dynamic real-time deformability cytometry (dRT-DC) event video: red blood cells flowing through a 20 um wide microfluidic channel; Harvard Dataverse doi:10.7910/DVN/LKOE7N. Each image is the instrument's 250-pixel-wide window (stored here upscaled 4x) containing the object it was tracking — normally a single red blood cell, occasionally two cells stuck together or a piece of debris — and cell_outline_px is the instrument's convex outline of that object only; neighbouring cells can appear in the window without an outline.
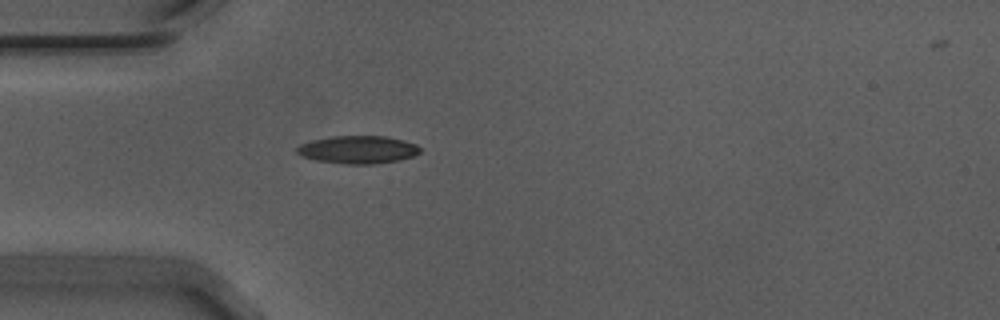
{"species": "Egyptian fruit bat (a non-hibernating species)", "species_latin": "Rousettus aegyptiacus", "temperature_condition": "warm", "stored_images_in_passage": 30, "segment_of_instrument_passage": [1, 2], "camera_frame_rate_fps": 3000, "um_per_image_px": 0.085, "animal": {"sex": "male"}, "frame": {"image": 1, "passage_image": 1, "time_ms": 0.0, "image_size_px": [1000, 320], "cell_outline_px": [[420, 152], [412, 156], [400, 160], [376, 164], [344, 164], [316, 160], [300, 156], [296, 152], [296, 148], [300, 144], [312, 140], [332, 136], [388, 136], [416, 144], [420, 148]], "centroid_in_image_um": [30.41, 12.72], "position_along_channel_um": 54.6, "area_um2": 20.06}}
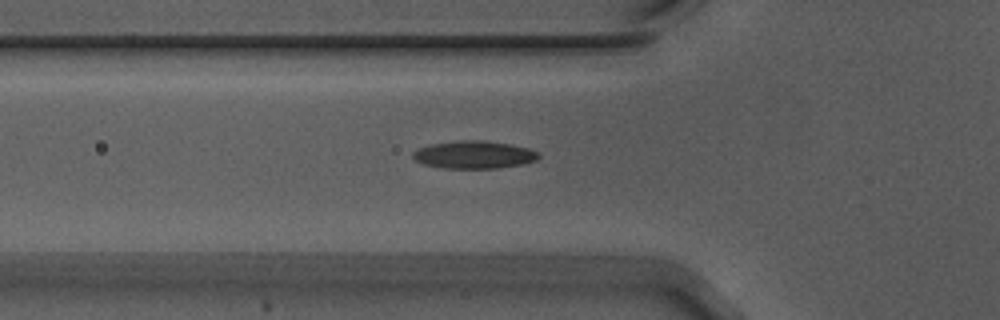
{"frame": {"image": 2, "passage_image": 4, "time_ms": 1.0, "image_size_px": [1000, 320], "cell_outline_px": [[540, 156], [536, 160], [524, 164], [496, 168], [444, 168], [424, 164], [416, 160], [412, 156], [412, 152], [416, 148], [428, 144], [460, 140], [480, 140], [508, 144], [528, 148], [540, 152]], "centroid_in_image_um": [40.27, 13.14], "position_along_channel_um": 85.5, "area_um2": 20.35}}
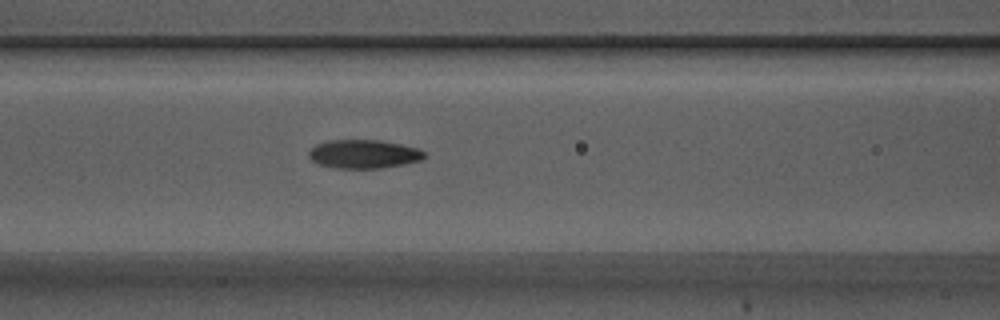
{"frame": {"image": 3, "passage_image": 8, "time_ms": 2.333, "image_size_px": [1000, 320], "cell_outline_px": [[428, 156], [420, 160], [404, 164], [380, 168], [336, 168], [316, 164], [308, 156], [308, 152], [316, 144], [328, 140], [380, 140], [400, 144], [416, 148], [424, 152]], "centroid_in_image_um": [30.89, 13.09], "position_along_channel_um": 135.7, "area_um2": 19.31}}